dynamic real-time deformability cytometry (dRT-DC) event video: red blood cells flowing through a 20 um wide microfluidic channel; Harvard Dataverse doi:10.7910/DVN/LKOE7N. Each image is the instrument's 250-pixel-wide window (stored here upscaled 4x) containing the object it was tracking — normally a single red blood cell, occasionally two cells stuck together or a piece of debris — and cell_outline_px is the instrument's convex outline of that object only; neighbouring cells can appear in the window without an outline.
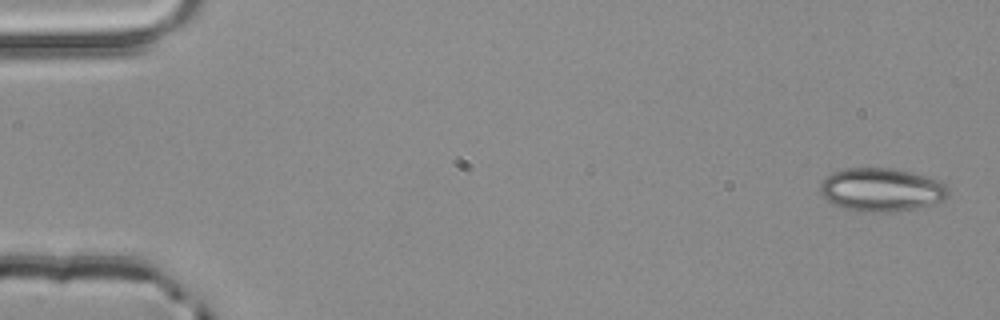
{"species": "common noctule bat (a hibernating species)", "species_latin": "Nyctalus noctula", "temperature_condition": "room temperature", "stored_images_in_passage": 4, "camera_frame_rate_fps": 3000, "um_per_image_px": 0.085, "animal": {"sex": "male", "body_mass_g": 20.4}, "frame": {"image": 1, "passage_image": 1, "time_ms": 0.0, "image_size_px": [1000, 320], "cell_outline_px": [[948, 196], [944, 200], [936, 204], [888, 212], [860, 212], [844, 208], [832, 204], [820, 192], [820, 184], [832, 172], [844, 168], [896, 168], [928, 176], [940, 180], [948, 188]], "centroid_in_image_um": [74.95, 16.12], "position_along_channel_um": 10.1, "area_um2": 32.6}}